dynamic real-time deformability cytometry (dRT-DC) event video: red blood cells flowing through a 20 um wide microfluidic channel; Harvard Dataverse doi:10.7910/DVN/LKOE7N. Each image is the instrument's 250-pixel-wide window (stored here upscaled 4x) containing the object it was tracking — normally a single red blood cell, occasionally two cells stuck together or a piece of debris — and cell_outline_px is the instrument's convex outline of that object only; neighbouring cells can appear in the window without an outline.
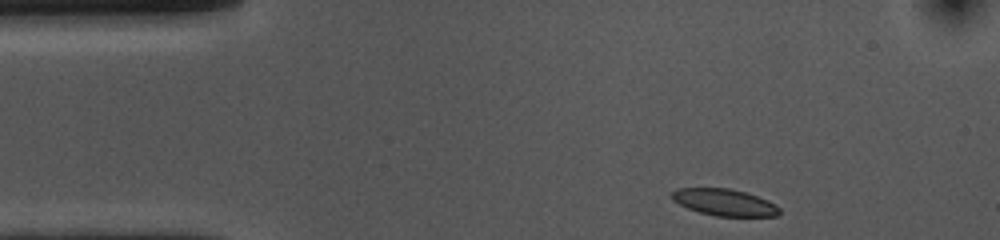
{"species": "common noctule bat (a hibernating species)", "species_latin": "Nyctalus noctula", "temperature_condition": "cold", "stored_images_in_passage": 38, "camera_frame_rate_fps": 3000, "um_per_image_px": 0.085, "animal": {"sex": "female", "body_mass_g": 10.0, "forearm_length_mm": 53.1}, "frame": {"image": 1, "passage_image": 1, "time_ms": 0.0, "image_size_px": [1000, 240], "cell_outline_px": [[780, 212], [776, 216], [716, 216], [700, 212], [688, 208], [672, 200], [672, 192], [676, 188], [728, 188], [744, 192], [768, 200], [776, 204], [780, 208]], "centroid_in_image_um": [61.58, 17.2], "position_along_channel_um": 23.4, "area_um2": 16.65}}
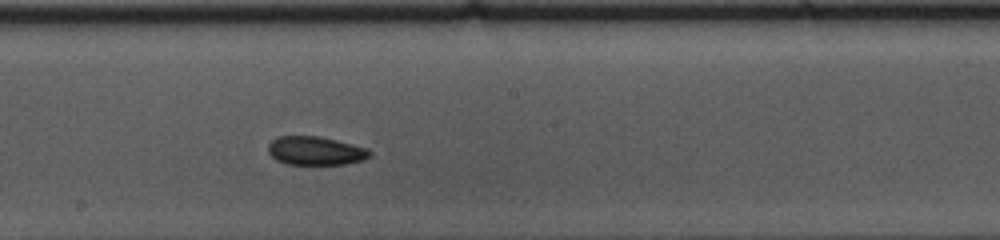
{"frame": {"image": 2, "passage_image": 22, "time_ms": 7.0, "image_size_px": [1000, 240], "cell_outline_px": [[372, 156], [364, 160], [348, 164], [288, 164], [276, 160], [268, 152], [268, 144], [276, 136], [320, 136], [368, 148], [372, 152]], "centroid_in_image_um": [26.84, 12.81], "position_along_channel_um": 221.4, "area_um2": 17.11}}
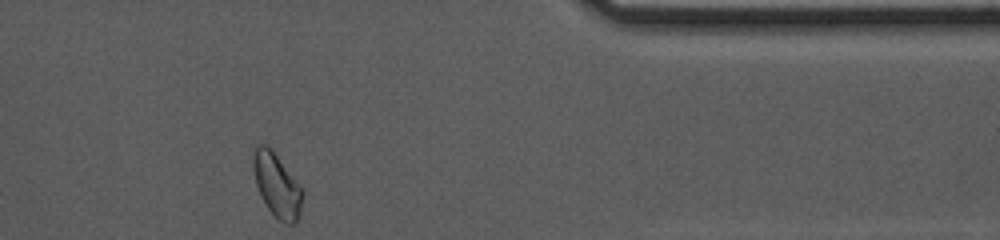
{"frame": {"image": 3, "passage_image": 38, "time_ms": 12.333, "image_size_px": [1000, 240], "cell_outline_px": [[304, 192], [300, 212], [296, 220], [292, 224], [288, 224], [280, 220], [268, 208], [260, 196], [256, 184], [252, 168], [252, 148], [256, 144], [268, 144]], "centroid_in_image_um": [23.48, 15.68], "position_along_channel_um": 387.9, "area_um2": 18.21}, "authors_computed_cell_mechanics": {"area_um2": 17.3689, "velocity_mm_per_s": 3.5977, "shape_relaxation_time_tau1_ms": null, "shape_relaxation_time_tau2_ms": 5.5193, "deformation_change_tau1": null, "deformation_change_tau2": 0.0998}}